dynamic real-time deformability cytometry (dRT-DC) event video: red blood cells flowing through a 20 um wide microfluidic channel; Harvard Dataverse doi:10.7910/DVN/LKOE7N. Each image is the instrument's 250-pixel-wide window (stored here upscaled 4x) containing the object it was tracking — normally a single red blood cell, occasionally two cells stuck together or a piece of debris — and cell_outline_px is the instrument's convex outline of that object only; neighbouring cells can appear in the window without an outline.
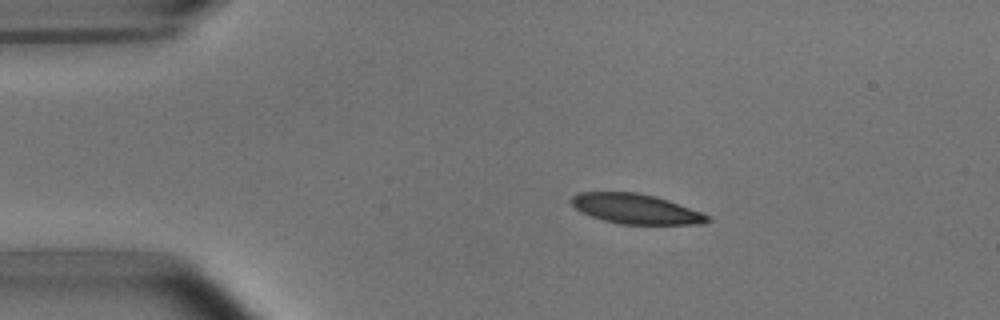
{"species": "common noctule bat (a hibernating species)", "species_latin": "Nyctalus noctula", "temperature_condition": "room temperature", "stored_images_in_passage": 44, "camera_frame_rate_fps": 3000, "um_per_image_px": 0.085, "animal": {"sex": "male", "body_mass_g": 15.6}, "frame": {"image": 1, "passage_image": 1, "time_ms": 0.0, "image_size_px": [1000, 320], "cell_outline_px": [[712, 220], [704, 224], [620, 224], [604, 220], [580, 212], [568, 200], [572, 196], [580, 192], [636, 192], [656, 196], [668, 200], [700, 212], [708, 216]], "centroid_in_image_um": [54.02, 17.75], "position_along_channel_um": 31.0, "area_um2": 23.64}}
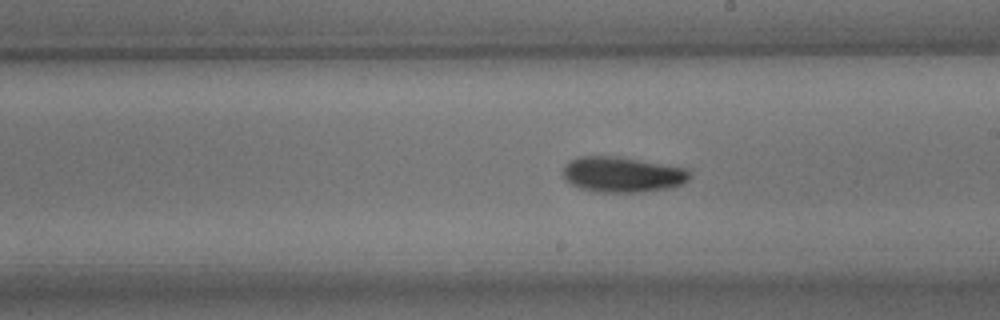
{"frame": {"image": 2, "passage_image": 21, "time_ms": 6.667, "image_size_px": [1000, 320], "cell_outline_px": [[692, 176], [684, 184], [672, 188], [636, 192], [600, 192], [580, 188], [564, 180], [560, 172], [564, 164], [568, 160], [580, 156], [616, 156], [688, 168], [692, 172]], "centroid_in_image_um": [52.9, 14.83], "position_along_channel_um": 236.1, "area_um2": 26.7}}
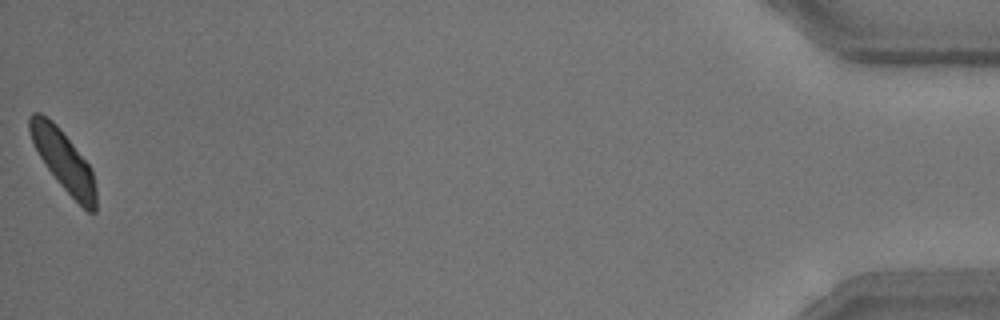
{"frame": {"image": 3, "passage_image": 44, "time_ms": 14.333, "image_size_px": [1000, 320], "cell_outline_px": [[96, 212], [88, 212], [56, 180], [40, 156], [32, 140], [28, 128], [28, 116], [32, 112], [40, 112], [52, 120], [56, 124], [92, 168], [96, 188]], "centroid_in_image_um": [5.4, 13.62], "position_along_channel_um": 429.8, "area_um2": 22.95}, "authors_computed_cell_mechanics": {"area_um2": 24.5939, "velocity_mm_per_s": 3.7696, "shape_relaxation_time_tau1_ms": 3.1346, "shape_relaxation_time_tau2_ms": null, "deformation_change_tau1": 0.1172, "deformation_change_tau2": null}}